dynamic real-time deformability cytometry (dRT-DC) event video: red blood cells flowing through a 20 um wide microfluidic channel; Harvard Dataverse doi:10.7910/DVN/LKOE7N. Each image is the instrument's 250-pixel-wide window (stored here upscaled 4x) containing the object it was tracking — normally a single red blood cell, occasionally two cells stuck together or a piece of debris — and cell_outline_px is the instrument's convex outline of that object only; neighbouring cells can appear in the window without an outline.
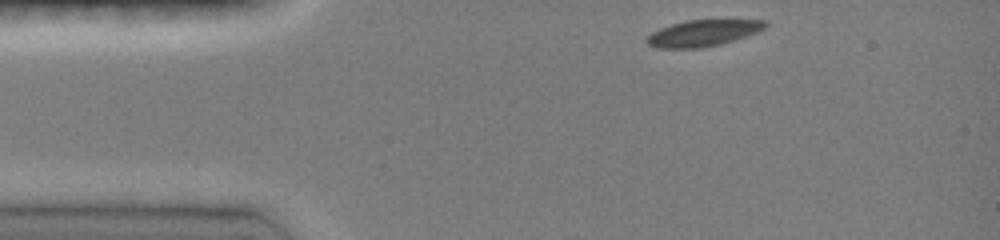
{"species": "common noctule bat (a hibernating species)", "species_latin": "Nyctalus noctula", "temperature_condition": "room temperature", "stored_images_in_passage": 3, "camera_frame_rate_fps": 3000, "um_per_image_px": 0.085, "animal": {"sex": "female", "body_mass_g": 19.0, "forearm_length_mm": 51.5}, "frame": {"image": 1, "passage_image": 1, "time_ms": 0.0, "image_size_px": [1000, 240], "cell_outline_px": [[768, 24], [760, 32], [720, 44], [700, 48], [656, 48], [648, 44], [644, 40], [652, 32], [660, 28], [684, 20], [768, 20]], "centroid_in_image_um": [59.76, 2.81], "position_along_channel_um": 25.2, "area_um2": 18.26}}
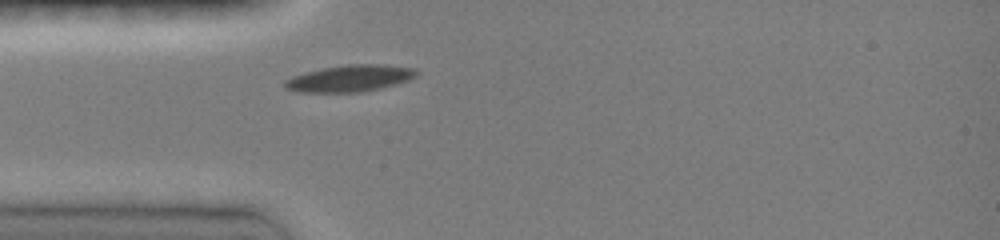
{"frame": {"image": 2, "passage_image": 3, "time_ms": 2.0, "image_size_px": [1000, 240], "cell_outline_px": [[420, 72], [416, 76], [408, 80], [396, 84], [380, 88], [360, 92], [300, 92], [284, 88], [284, 80], [292, 76], [304, 72], [324, 68], [348, 64], [384, 64], [416, 68]], "centroid_in_image_um": [29.75, 6.65], "position_along_channel_um": 55.2, "area_um2": 20.58}}